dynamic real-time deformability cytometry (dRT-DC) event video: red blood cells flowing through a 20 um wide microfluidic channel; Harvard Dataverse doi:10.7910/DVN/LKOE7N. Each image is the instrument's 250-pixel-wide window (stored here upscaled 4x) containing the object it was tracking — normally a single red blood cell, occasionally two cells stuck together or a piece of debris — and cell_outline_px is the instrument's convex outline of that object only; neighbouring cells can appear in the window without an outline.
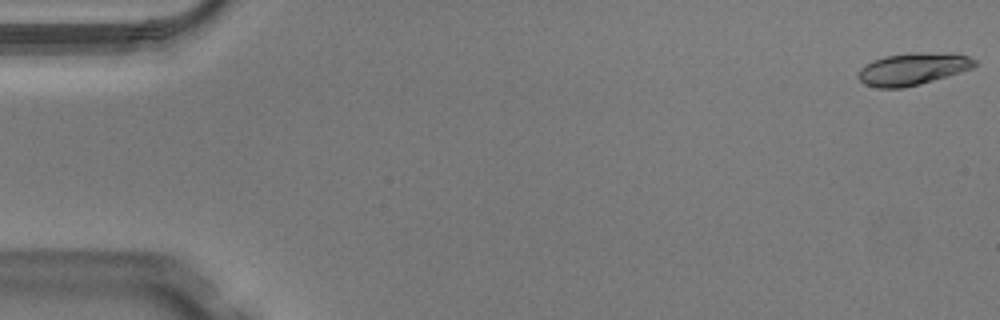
{"species": "Egyptian fruit bat (a non-hibernating species)", "species_latin": "Rousettus aegyptiacus", "temperature_condition": "warm", "stored_images_in_passage": 45, "camera_frame_rate_fps": 3000, "um_per_image_px": 0.085, "animal": {"sex": "male"}, "frame": {"image": 1, "passage_image": 1, "time_ms": 0.0, "image_size_px": [1000, 320], "cell_outline_px": [[976, 64], [972, 68], [948, 76], [920, 84], [904, 88], [880, 88], [864, 84], [860, 80], [860, 68], [864, 64], [872, 60], [884, 56], [912, 52], [956, 52], [968, 56], [976, 60]], "centroid_in_image_um": [77.62, 5.84], "position_along_channel_um": 7.4, "area_um2": 22.08}}
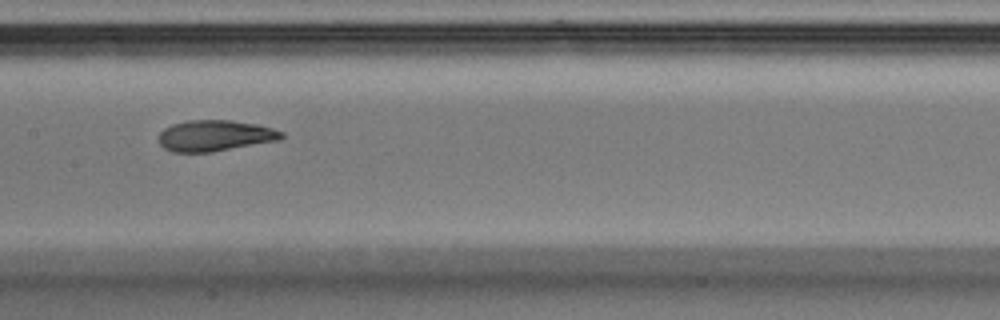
{"frame": {"image": 2, "passage_image": 25, "time_ms": 8.0, "image_size_px": [1000, 320], "cell_outline_px": [[284, 136], [280, 140], [212, 152], [172, 152], [164, 148], [160, 144], [160, 132], [164, 128], [172, 124], [188, 120], [232, 120], [256, 124], [272, 128], [284, 132]], "centroid_in_image_um": [18.29, 11.53], "position_along_channel_um": 189.1, "area_um2": 22.25}}
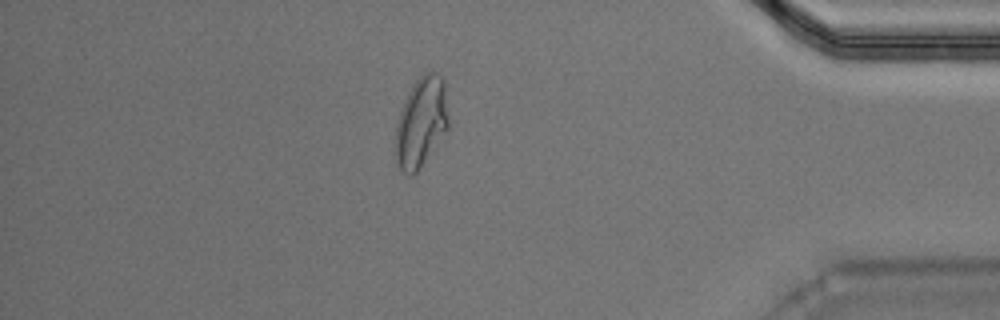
{"frame": {"image": 3, "passage_image": 43, "time_ms": 14.0, "image_size_px": [1000, 320], "cell_outline_px": [[448, 128], [416, 172], [412, 176], [408, 176], [396, 164], [396, 124], [400, 112], [408, 92], [416, 80], [424, 72], [436, 72], [444, 80], [448, 116]], "centroid_in_image_um": [35.79, 10.37], "position_along_channel_um": 399.4, "area_um2": 27.4}, "authors_computed_cell_mechanics": {"area_um2": 22.253, "velocity_mm_per_s": 4.0909, "shape_relaxation_time_tau1_ms": 2.8993, "shape_relaxation_time_tau2_ms": 1.2854, "deformation_change_tau1": 0.1802, "deformation_change_tau2": 0.0821}}